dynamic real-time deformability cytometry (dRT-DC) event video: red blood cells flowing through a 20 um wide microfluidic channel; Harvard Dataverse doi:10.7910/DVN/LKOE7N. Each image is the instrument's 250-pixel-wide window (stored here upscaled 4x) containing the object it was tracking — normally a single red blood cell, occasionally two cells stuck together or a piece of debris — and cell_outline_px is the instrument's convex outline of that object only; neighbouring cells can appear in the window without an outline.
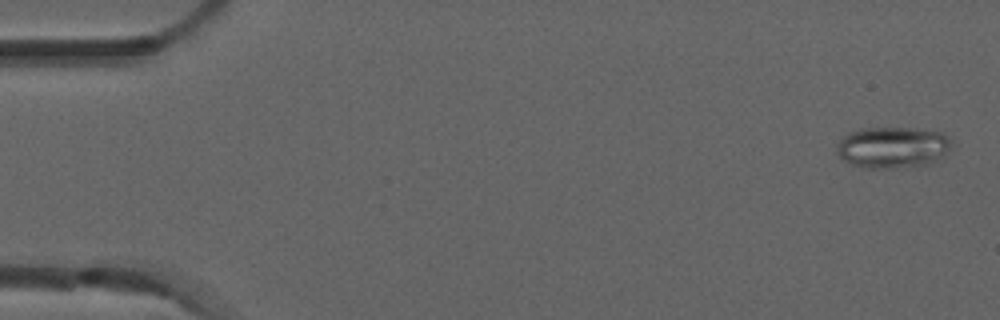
{"species": "common noctule bat (a hibernating species)", "species_latin": "Nyctalus noctula", "temperature_condition": "room temperature", "stored_images_in_passage": 5, "camera_frame_rate_fps": 3000, "um_per_image_px": 0.085, "animal": {"sex": "male", "forearm_length_mm": 52.5}, "frame": {"image": 1, "passage_image": 1, "time_ms": 0.0, "image_size_px": [1000, 320], "cell_outline_px": [[948, 152], [936, 160], [928, 164], [892, 168], [864, 168], [852, 164], [844, 160], [836, 152], [836, 144], [848, 132], [860, 128], [916, 128], [940, 132], [948, 136]], "centroid_in_image_um": [75.81, 12.52], "position_along_channel_um": 9.2, "area_um2": 27.51}}